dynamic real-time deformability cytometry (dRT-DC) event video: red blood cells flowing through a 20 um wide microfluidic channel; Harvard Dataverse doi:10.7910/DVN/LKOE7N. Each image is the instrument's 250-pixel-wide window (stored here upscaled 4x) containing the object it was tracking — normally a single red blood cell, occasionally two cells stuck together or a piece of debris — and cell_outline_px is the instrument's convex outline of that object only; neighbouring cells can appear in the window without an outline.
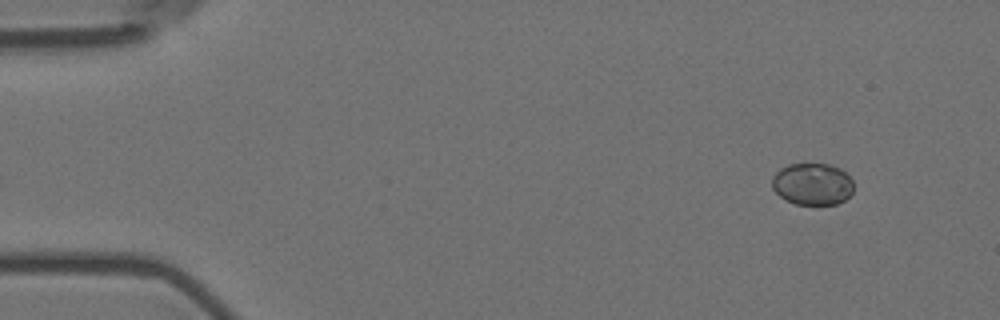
{"species": "Egyptian fruit bat (a non-hibernating species)", "species_latin": "Rousettus aegyptiacus", "temperature_condition": "room temperature", "stored_images_in_passage": 6, "camera_frame_rate_fps": 3000, "um_per_image_px": 0.085, "animal": {"sex": "female"}, "frame": {"image": 1, "passage_image": 1, "time_ms": 0.0, "image_size_px": [1000, 320], "cell_outline_px": [[852, 192], [844, 200], [836, 204], [796, 204], [784, 200], [772, 188], [772, 176], [780, 168], [788, 164], [828, 164], [840, 168], [852, 180]], "centroid_in_image_um": [69.02, 15.64], "position_along_channel_um": 16.0, "area_um2": 19.88}}
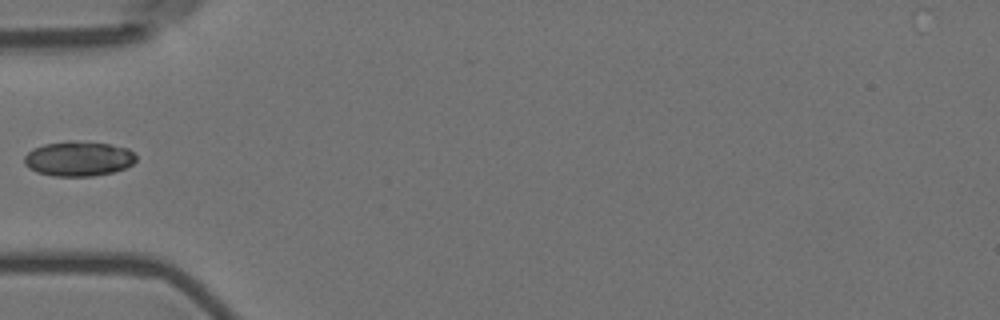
{"frame": {"image": 2, "passage_image": 5, "time_ms": 1.333, "image_size_px": [1000, 320], "cell_outline_px": [[136, 160], [132, 164], [124, 168], [112, 172], [92, 176], [52, 176], [36, 172], [28, 168], [24, 164], [24, 156], [32, 148], [44, 144], [68, 140], [72, 140], [108, 144], [128, 148], [136, 156]], "centroid_in_image_um": [6.63, 13.48], "position_along_channel_um": 78.4, "area_um2": 22.83}}
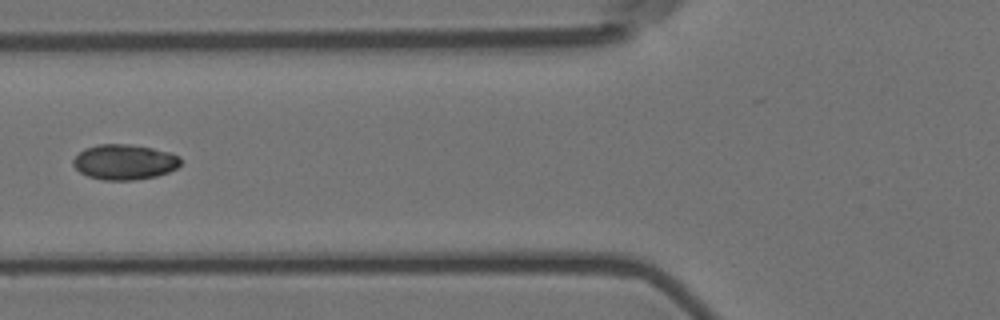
{"frame": {"image": 3, "passage_image": 6, "time_ms": 1.667, "image_size_px": [1000, 320], "cell_outline_px": [[180, 164], [176, 168], [168, 172], [156, 176], [132, 180], [104, 180], [88, 176], [80, 172], [72, 164], [72, 160], [84, 148], [100, 144], [128, 144], [152, 148], [168, 152], [180, 156]], "centroid_in_image_um": [10.56, 13.77], "position_along_channel_um": 115.2, "area_um2": 21.96}}